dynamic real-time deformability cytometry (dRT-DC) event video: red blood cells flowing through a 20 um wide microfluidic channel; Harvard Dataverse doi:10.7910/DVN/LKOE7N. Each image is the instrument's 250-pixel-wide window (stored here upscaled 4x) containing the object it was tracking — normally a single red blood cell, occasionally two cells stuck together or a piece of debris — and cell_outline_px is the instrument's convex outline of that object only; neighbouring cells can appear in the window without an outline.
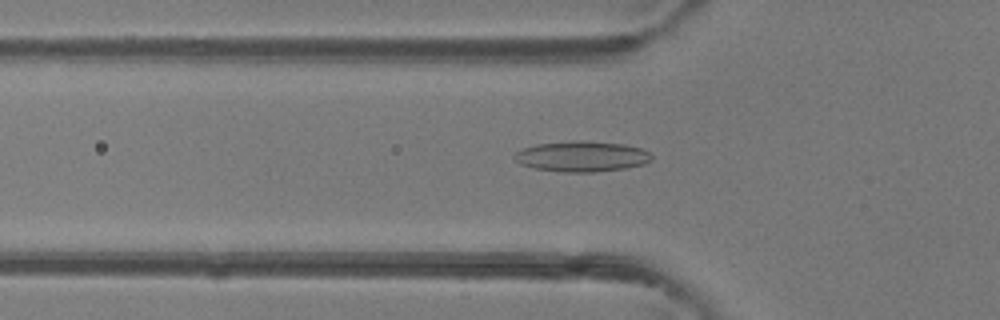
{"species": "common noctule bat (a hibernating species)", "species_latin": "Nyctalus noctula", "temperature_condition": "room temperature", "stored_images_in_passage": 34, "camera_frame_rate_fps": 3000, "um_per_image_px": 0.085, "animal": {"sex": "female"}, "frame": {"image": 1, "passage_image": 3, "time_ms": 0.667, "image_size_px": [1000, 320], "cell_outline_px": [[652, 160], [644, 164], [628, 168], [596, 172], [564, 172], [536, 168], [520, 164], [512, 156], [516, 152], [524, 148], [536, 144], [580, 140], [624, 144], [640, 148], [648, 152], [652, 156]], "centroid_in_image_um": [49.47, 13.3], "position_along_channel_um": 76.3, "area_um2": 24.39}}
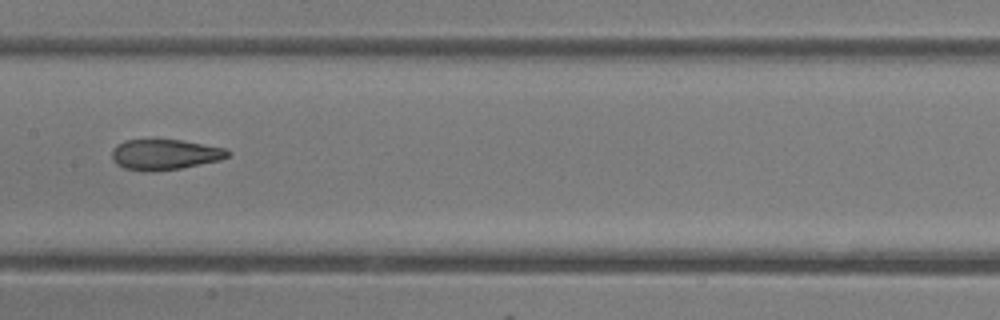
{"frame": {"image": 2, "passage_image": 11, "time_ms": 3.333, "image_size_px": [1000, 320], "cell_outline_px": [[232, 152], [228, 156], [220, 160], [180, 168], [152, 172], [124, 168], [116, 164], [112, 160], [112, 148], [124, 140], [180, 140], [228, 148]], "centroid_in_image_um": [14.02, 13.13], "position_along_channel_um": 193.4, "area_um2": 20.63}}
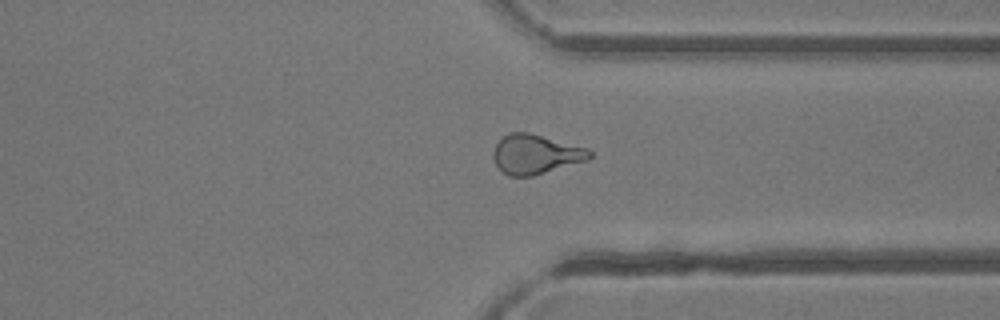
{"frame": {"image": 3, "passage_image": 23, "time_ms": 7.333, "image_size_px": [1000, 320], "cell_outline_px": [[592, 156], [588, 160], [532, 176], [508, 176], [496, 164], [492, 156], [492, 152], [496, 144], [508, 132], [528, 132], [584, 148], [592, 152]], "centroid_in_image_um": [45.49, 13.12], "position_along_channel_um": 365.9, "area_um2": 21.79}, "authors_computed_cell_mechanics": {"area_um2": 21.6172, "velocity_mm_per_s": 4.3379, "shape_relaxation_time_tau1_ms": null, "shape_relaxation_time_tau2_ms": 1.9071, "deformation_change_tau1": null, "deformation_change_tau2": 0.106}}